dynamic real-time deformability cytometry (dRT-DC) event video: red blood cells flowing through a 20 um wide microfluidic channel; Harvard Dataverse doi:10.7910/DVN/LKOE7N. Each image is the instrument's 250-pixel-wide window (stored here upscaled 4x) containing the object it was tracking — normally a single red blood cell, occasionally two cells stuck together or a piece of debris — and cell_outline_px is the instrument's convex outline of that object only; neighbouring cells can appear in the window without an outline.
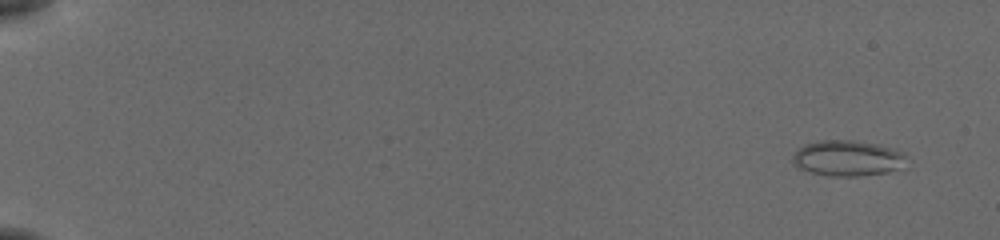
{"species": "common noctule bat (a hibernating species)", "species_latin": "Nyctalus noctula", "temperature_condition": "cold", "stored_images_in_passage": 56, "camera_frame_rate_fps": 3000, "um_per_image_px": 0.085, "animal": {"sex": "female", "body_mass_g": 19.5, "forearm_length_mm": 54.1}, "frame": {"image": 1, "passage_image": 4, "time_ms": 1.0, "image_size_px": [1000, 240], "cell_outline_px": [[904, 156], [896, 168], [884, 172], [856, 176], [832, 176], [812, 172], [800, 168], [792, 160], [792, 156], [800, 148], [808, 144], [824, 140], [852, 140], [876, 144], [892, 148], [900, 152]], "centroid_in_image_um": [71.96, 13.44], "position_along_channel_um": 13.0, "area_um2": 22.6}}
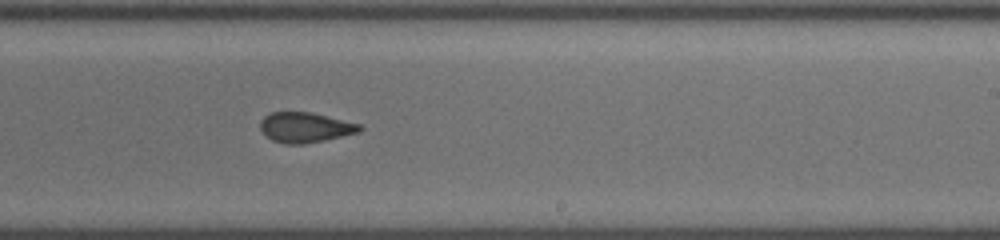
{"frame": {"image": 2, "passage_image": 37, "time_ms": 12.0, "image_size_px": [1000, 240], "cell_outline_px": [[364, 128], [360, 132], [324, 140], [304, 144], [284, 144], [272, 140], [260, 128], [260, 120], [264, 116], [272, 112], [312, 112], [360, 124]], "centroid_in_image_um": [25.95, 10.83], "position_along_channel_um": 263.0, "area_um2": 17.46}}
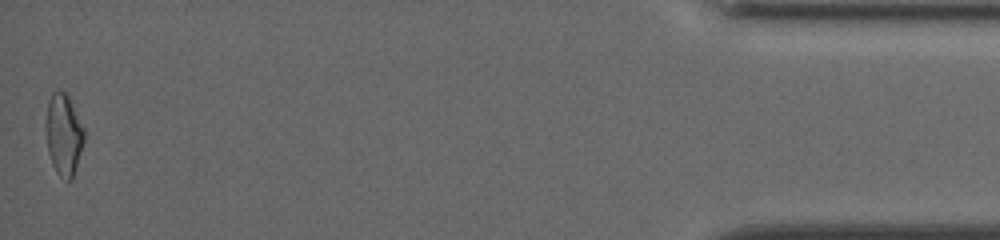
{"frame": {"image": 3, "passage_image": 56, "time_ms": 18.333, "image_size_px": [1000, 240], "cell_outline_px": [[84, 140], [72, 180], [68, 180], [60, 176], [56, 172], [52, 164], [48, 152], [48, 100], [52, 92], [56, 88], [64, 92], [68, 96], [84, 128]], "centroid_in_image_um": [5.44, 11.43], "position_along_channel_um": 429.8, "area_um2": 17.57}, "authors_computed_cell_mechanics": {"area_um2": 18.4382, "velocity_mm_per_s": 3.8306, "shape_relaxation_time_tau1_ms": 9.155, "shape_relaxation_time_tau2_ms": 1.8006, "deformation_change_tau1": 0.1756, "deformation_change_tau2": 0.084}}